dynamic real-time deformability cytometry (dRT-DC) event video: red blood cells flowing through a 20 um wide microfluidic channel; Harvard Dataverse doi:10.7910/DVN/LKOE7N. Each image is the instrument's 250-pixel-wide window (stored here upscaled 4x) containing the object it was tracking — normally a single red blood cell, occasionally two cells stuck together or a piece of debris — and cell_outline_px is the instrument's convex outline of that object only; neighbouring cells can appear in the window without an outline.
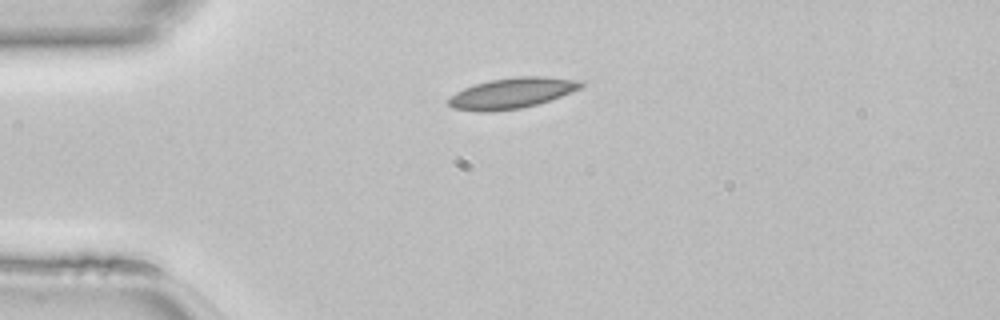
{"species": "common noctule bat (a hibernating species)", "species_latin": "Nyctalus noctula", "temperature_condition": "room temperature", "stored_images_in_passage": 37, "camera_frame_rate_fps": 3000, "um_per_image_px": 0.085, "animal": {"sex": "female", "body_mass_g": 22.7, "forearm_length_mm": 54.2}, "frame": {"image": 1, "passage_image": 1, "time_ms": 0.0, "image_size_px": [1000, 320], "cell_outline_px": [[584, 84], [580, 88], [560, 96], [536, 104], [520, 108], [484, 112], [476, 112], [452, 108], [448, 104], [448, 100], [456, 92], [464, 88], [476, 84], [492, 80], [520, 76], [544, 76], [584, 80]], "centroid_in_image_um": [43.52, 7.91], "position_along_channel_um": 41.5, "area_um2": 23.41}}
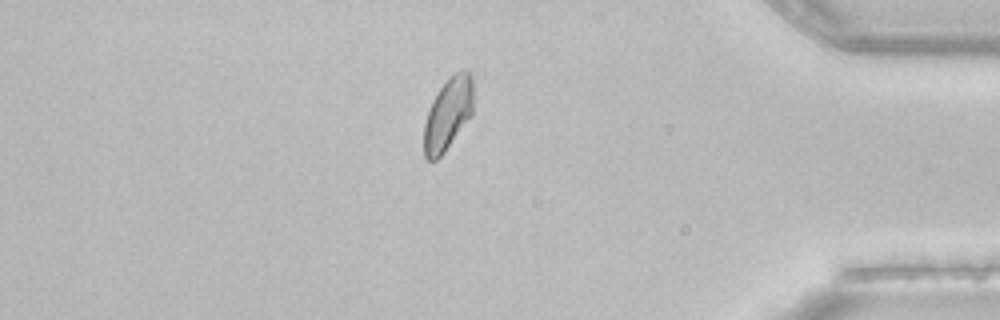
{"frame": {"image": 2, "passage_image": 30, "time_ms": 9.667, "image_size_px": [1000, 320], "cell_outline_px": [[472, 116], [444, 152], [436, 160], [428, 160], [424, 156], [424, 124], [432, 100], [440, 88], [456, 72], [464, 68], [468, 68], [472, 76]], "centroid_in_image_um": [38.09, 9.68], "position_along_channel_um": 397.1, "area_um2": 20.69}}